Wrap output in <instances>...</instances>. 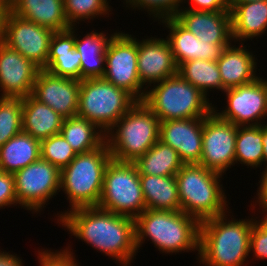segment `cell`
I'll use <instances>...</instances> for the list:
<instances>
[{"instance_id": "8992f818", "label": "cell", "mask_w": 267, "mask_h": 266, "mask_svg": "<svg viewBox=\"0 0 267 266\" xmlns=\"http://www.w3.org/2000/svg\"><path fill=\"white\" fill-rule=\"evenodd\" d=\"M112 159L106 142L99 148L77 154L61 170L60 190L69 200L70 210L98 206L103 190L104 172Z\"/></svg>"}, {"instance_id": "d6a6232c", "label": "cell", "mask_w": 267, "mask_h": 266, "mask_svg": "<svg viewBox=\"0 0 267 266\" xmlns=\"http://www.w3.org/2000/svg\"><path fill=\"white\" fill-rule=\"evenodd\" d=\"M22 131V98L0 97V147Z\"/></svg>"}, {"instance_id": "2e32d148", "label": "cell", "mask_w": 267, "mask_h": 266, "mask_svg": "<svg viewBox=\"0 0 267 266\" xmlns=\"http://www.w3.org/2000/svg\"><path fill=\"white\" fill-rule=\"evenodd\" d=\"M40 68L0 41V97L24 98L32 94Z\"/></svg>"}, {"instance_id": "9c48e42d", "label": "cell", "mask_w": 267, "mask_h": 266, "mask_svg": "<svg viewBox=\"0 0 267 266\" xmlns=\"http://www.w3.org/2000/svg\"><path fill=\"white\" fill-rule=\"evenodd\" d=\"M98 207L134 219L146 209L139 173L133 162L109 161Z\"/></svg>"}, {"instance_id": "484cf974", "label": "cell", "mask_w": 267, "mask_h": 266, "mask_svg": "<svg viewBox=\"0 0 267 266\" xmlns=\"http://www.w3.org/2000/svg\"><path fill=\"white\" fill-rule=\"evenodd\" d=\"M146 209L181 211L176 177L139 174Z\"/></svg>"}, {"instance_id": "83f0119b", "label": "cell", "mask_w": 267, "mask_h": 266, "mask_svg": "<svg viewBox=\"0 0 267 266\" xmlns=\"http://www.w3.org/2000/svg\"><path fill=\"white\" fill-rule=\"evenodd\" d=\"M40 157V141L22 131L0 147V170L14 174Z\"/></svg>"}, {"instance_id": "d4e9b609", "label": "cell", "mask_w": 267, "mask_h": 266, "mask_svg": "<svg viewBox=\"0 0 267 266\" xmlns=\"http://www.w3.org/2000/svg\"><path fill=\"white\" fill-rule=\"evenodd\" d=\"M230 14L234 44L266 33L267 0L236 4Z\"/></svg>"}, {"instance_id": "7c38bea8", "label": "cell", "mask_w": 267, "mask_h": 266, "mask_svg": "<svg viewBox=\"0 0 267 266\" xmlns=\"http://www.w3.org/2000/svg\"><path fill=\"white\" fill-rule=\"evenodd\" d=\"M53 33V30L21 18L9 10L0 41L40 69H45Z\"/></svg>"}, {"instance_id": "277c9868", "label": "cell", "mask_w": 267, "mask_h": 266, "mask_svg": "<svg viewBox=\"0 0 267 266\" xmlns=\"http://www.w3.org/2000/svg\"><path fill=\"white\" fill-rule=\"evenodd\" d=\"M222 176L199 164H184L175 175L181 211L200 223L227 212Z\"/></svg>"}, {"instance_id": "ab89813d", "label": "cell", "mask_w": 267, "mask_h": 266, "mask_svg": "<svg viewBox=\"0 0 267 266\" xmlns=\"http://www.w3.org/2000/svg\"><path fill=\"white\" fill-rule=\"evenodd\" d=\"M190 2L188 7H184L185 9L190 10H198V11H207V12H214V11H230V3L231 0H184L183 2Z\"/></svg>"}, {"instance_id": "7402d4cb", "label": "cell", "mask_w": 267, "mask_h": 266, "mask_svg": "<svg viewBox=\"0 0 267 266\" xmlns=\"http://www.w3.org/2000/svg\"><path fill=\"white\" fill-rule=\"evenodd\" d=\"M75 26L56 31L50 40L45 70L56 76L81 80V55L75 49Z\"/></svg>"}, {"instance_id": "6da1fadb", "label": "cell", "mask_w": 267, "mask_h": 266, "mask_svg": "<svg viewBox=\"0 0 267 266\" xmlns=\"http://www.w3.org/2000/svg\"><path fill=\"white\" fill-rule=\"evenodd\" d=\"M57 222L76 238L127 266L136 256L135 219L98 206L57 214Z\"/></svg>"}, {"instance_id": "f6af8a7d", "label": "cell", "mask_w": 267, "mask_h": 266, "mask_svg": "<svg viewBox=\"0 0 267 266\" xmlns=\"http://www.w3.org/2000/svg\"><path fill=\"white\" fill-rule=\"evenodd\" d=\"M251 1H263V0H231V3H230V10H231L236 4H241V3L251 2Z\"/></svg>"}, {"instance_id": "836d02e7", "label": "cell", "mask_w": 267, "mask_h": 266, "mask_svg": "<svg viewBox=\"0 0 267 266\" xmlns=\"http://www.w3.org/2000/svg\"><path fill=\"white\" fill-rule=\"evenodd\" d=\"M108 0H63L64 14L70 26L78 21L94 19L96 16L109 15L112 9Z\"/></svg>"}, {"instance_id": "5b68a950", "label": "cell", "mask_w": 267, "mask_h": 266, "mask_svg": "<svg viewBox=\"0 0 267 266\" xmlns=\"http://www.w3.org/2000/svg\"><path fill=\"white\" fill-rule=\"evenodd\" d=\"M159 133L158 117L143 101H137L105 133V142L112 159L120 162H134L159 140Z\"/></svg>"}, {"instance_id": "1f68e13d", "label": "cell", "mask_w": 267, "mask_h": 266, "mask_svg": "<svg viewBox=\"0 0 267 266\" xmlns=\"http://www.w3.org/2000/svg\"><path fill=\"white\" fill-rule=\"evenodd\" d=\"M263 125L237 128L235 164L257 168L263 163ZM259 165V166H258Z\"/></svg>"}, {"instance_id": "e0dca14e", "label": "cell", "mask_w": 267, "mask_h": 266, "mask_svg": "<svg viewBox=\"0 0 267 266\" xmlns=\"http://www.w3.org/2000/svg\"><path fill=\"white\" fill-rule=\"evenodd\" d=\"M204 117L160 122L159 140L171 146L184 164H199Z\"/></svg>"}, {"instance_id": "4fadbf2b", "label": "cell", "mask_w": 267, "mask_h": 266, "mask_svg": "<svg viewBox=\"0 0 267 266\" xmlns=\"http://www.w3.org/2000/svg\"><path fill=\"white\" fill-rule=\"evenodd\" d=\"M224 93L227 97L225 110L218 112L213 108L221 119L238 127L264 125L267 116V79L259 76L251 83L226 89Z\"/></svg>"}, {"instance_id": "60d3db41", "label": "cell", "mask_w": 267, "mask_h": 266, "mask_svg": "<svg viewBox=\"0 0 267 266\" xmlns=\"http://www.w3.org/2000/svg\"><path fill=\"white\" fill-rule=\"evenodd\" d=\"M265 170L261 173V180L259 181L260 185H259V190L257 189V201L259 203V207L262 208L263 213H265V217L263 216V218L261 219H267V167L264 168Z\"/></svg>"}, {"instance_id": "ffe728a7", "label": "cell", "mask_w": 267, "mask_h": 266, "mask_svg": "<svg viewBox=\"0 0 267 266\" xmlns=\"http://www.w3.org/2000/svg\"><path fill=\"white\" fill-rule=\"evenodd\" d=\"M175 18L200 41L210 44H231L230 11H198L181 8Z\"/></svg>"}, {"instance_id": "ee69618b", "label": "cell", "mask_w": 267, "mask_h": 266, "mask_svg": "<svg viewBox=\"0 0 267 266\" xmlns=\"http://www.w3.org/2000/svg\"><path fill=\"white\" fill-rule=\"evenodd\" d=\"M265 124L263 125V141H262L263 142V164L267 163V123ZM265 166L267 167V165Z\"/></svg>"}, {"instance_id": "8fae6325", "label": "cell", "mask_w": 267, "mask_h": 266, "mask_svg": "<svg viewBox=\"0 0 267 266\" xmlns=\"http://www.w3.org/2000/svg\"><path fill=\"white\" fill-rule=\"evenodd\" d=\"M60 174L56 166L41 157L14 173L18 205L34 213L41 211L60 192Z\"/></svg>"}, {"instance_id": "8d00e7d4", "label": "cell", "mask_w": 267, "mask_h": 266, "mask_svg": "<svg viewBox=\"0 0 267 266\" xmlns=\"http://www.w3.org/2000/svg\"><path fill=\"white\" fill-rule=\"evenodd\" d=\"M259 260L267 259V219L254 220L250 234V252Z\"/></svg>"}, {"instance_id": "5bb4252c", "label": "cell", "mask_w": 267, "mask_h": 266, "mask_svg": "<svg viewBox=\"0 0 267 266\" xmlns=\"http://www.w3.org/2000/svg\"><path fill=\"white\" fill-rule=\"evenodd\" d=\"M238 126L221 119L214 111L204 117L202 154L199 165L223 174L235 164Z\"/></svg>"}, {"instance_id": "9a60e30c", "label": "cell", "mask_w": 267, "mask_h": 266, "mask_svg": "<svg viewBox=\"0 0 267 266\" xmlns=\"http://www.w3.org/2000/svg\"><path fill=\"white\" fill-rule=\"evenodd\" d=\"M80 80L53 75L45 69L37 74L32 96L64 118L77 115Z\"/></svg>"}, {"instance_id": "f1b7e54d", "label": "cell", "mask_w": 267, "mask_h": 266, "mask_svg": "<svg viewBox=\"0 0 267 266\" xmlns=\"http://www.w3.org/2000/svg\"><path fill=\"white\" fill-rule=\"evenodd\" d=\"M133 163L139 174L155 176H174L184 165L177 151L160 140Z\"/></svg>"}, {"instance_id": "7a4b0ae2", "label": "cell", "mask_w": 267, "mask_h": 266, "mask_svg": "<svg viewBox=\"0 0 267 266\" xmlns=\"http://www.w3.org/2000/svg\"><path fill=\"white\" fill-rule=\"evenodd\" d=\"M226 212L200 223V264L206 266H247L250 234L254 220H227ZM235 219V220H234Z\"/></svg>"}, {"instance_id": "74e56055", "label": "cell", "mask_w": 267, "mask_h": 266, "mask_svg": "<svg viewBox=\"0 0 267 266\" xmlns=\"http://www.w3.org/2000/svg\"><path fill=\"white\" fill-rule=\"evenodd\" d=\"M43 250L38 251L39 266H79L69 246L64 250H56L55 252L48 249Z\"/></svg>"}, {"instance_id": "30bf717a", "label": "cell", "mask_w": 267, "mask_h": 266, "mask_svg": "<svg viewBox=\"0 0 267 266\" xmlns=\"http://www.w3.org/2000/svg\"><path fill=\"white\" fill-rule=\"evenodd\" d=\"M120 32L116 31L107 44L103 78L116 87L125 89L137 101H143L146 88L139 80L138 40Z\"/></svg>"}, {"instance_id": "ac0fdd59", "label": "cell", "mask_w": 267, "mask_h": 266, "mask_svg": "<svg viewBox=\"0 0 267 266\" xmlns=\"http://www.w3.org/2000/svg\"><path fill=\"white\" fill-rule=\"evenodd\" d=\"M138 74L141 84L152 86L177 74L173 52L166 39L147 38L138 40Z\"/></svg>"}, {"instance_id": "52a82bcc", "label": "cell", "mask_w": 267, "mask_h": 266, "mask_svg": "<svg viewBox=\"0 0 267 266\" xmlns=\"http://www.w3.org/2000/svg\"><path fill=\"white\" fill-rule=\"evenodd\" d=\"M153 85L143 102L160 122L206 117L213 111L209 98L178 73Z\"/></svg>"}, {"instance_id": "7bdbcfd3", "label": "cell", "mask_w": 267, "mask_h": 266, "mask_svg": "<svg viewBox=\"0 0 267 266\" xmlns=\"http://www.w3.org/2000/svg\"><path fill=\"white\" fill-rule=\"evenodd\" d=\"M9 10V0H0V38L3 33L5 19Z\"/></svg>"}, {"instance_id": "e575fe53", "label": "cell", "mask_w": 267, "mask_h": 266, "mask_svg": "<svg viewBox=\"0 0 267 266\" xmlns=\"http://www.w3.org/2000/svg\"><path fill=\"white\" fill-rule=\"evenodd\" d=\"M40 154L43 160L53 164L60 171L77 155L60 133L40 142Z\"/></svg>"}, {"instance_id": "f546056e", "label": "cell", "mask_w": 267, "mask_h": 266, "mask_svg": "<svg viewBox=\"0 0 267 266\" xmlns=\"http://www.w3.org/2000/svg\"><path fill=\"white\" fill-rule=\"evenodd\" d=\"M60 134L76 154L93 151L105 142L104 132L91 121L77 115L64 118Z\"/></svg>"}, {"instance_id": "603a6c76", "label": "cell", "mask_w": 267, "mask_h": 266, "mask_svg": "<svg viewBox=\"0 0 267 266\" xmlns=\"http://www.w3.org/2000/svg\"><path fill=\"white\" fill-rule=\"evenodd\" d=\"M9 7L13 14L54 32L71 27L64 14L63 0H9Z\"/></svg>"}, {"instance_id": "cb8c5ba5", "label": "cell", "mask_w": 267, "mask_h": 266, "mask_svg": "<svg viewBox=\"0 0 267 266\" xmlns=\"http://www.w3.org/2000/svg\"><path fill=\"white\" fill-rule=\"evenodd\" d=\"M64 117L32 95L22 98V129L40 142L61 131Z\"/></svg>"}, {"instance_id": "4316f807", "label": "cell", "mask_w": 267, "mask_h": 266, "mask_svg": "<svg viewBox=\"0 0 267 266\" xmlns=\"http://www.w3.org/2000/svg\"><path fill=\"white\" fill-rule=\"evenodd\" d=\"M110 36L105 33L94 32L87 33L82 39L75 34V49L81 55L80 72L81 80L87 78L103 77L105 73V50Z\"/></svg>"}, {"instance_id": "3957f363", "label": "cell", "mask_w": 267, "mask_h": 266, "mask_svg": "<svg viewBox=\"0 0 267 266\" xmlns=\"http://www.w3.org/2000/svg\"><path fill=\"white\" fill-rule=\"evenodd\" d=\"M137 251L145 239L162 253L198 251L200 222L183 211L145 209L135 219Z\"/></svg>"}, {"instance_id": "ba28073f", "label": "cell", "mask_w": 267, "mask_h": 266, "mask_svg": "<svg viewBox=\"0 0 267 266\" xmlns=\"http://www.w3.org/2000/svg\"><path fill=\"white\" fill-rule=\"evenodd\" d=\"M136 103L137 100L125 89L103 77L80 80L77 116L91 121L104 133Z\"/></svg>"}, {"instance_id": "4dcf8cb0", "label": "cell", "mask_w": 267, "mask_h": 266, "mask_svg": "<svg viewBox=\"0 0 267 266\" xmlns=\"http://www.w3.org/2000/svg\"><path fill=\"white\" fill-rule=\"evenodd\" d=\"M177 73L199 89L206 97L210 89L222 90V80L217 61L189 60L178 66Z\"/></svg>"}, {"instance_id": "d6986e66", "label": "cell", "mask_w": 267, "mask_h": 266, "mask_svg": "<svg viewBox=\"0 0 267 266\" xmlns=\"http://www.w3.org/2000/svg\"><path fill=\"white\" fill-rule=\"evenodd\" d=\"M159 21L170 31L166 40L173 52L177 66L195 59L217 61L221 57L224 48L230 45L210 44L200 41L175 17H168Z\"/></svg>"}, {"instance_id": "f35d334b", "label": "cell", "mask_w": 267, "mask_h": 266, "mask_svg": "<svg viewBox=\"0 0 267 266\" xmlns=\"http://www.w3.org/2000/svg\"><path fill=\"white\" fill-rule=\"evenodd\" d=\"M18 204L14 176L10 173H5L0 170V208L3 209L12 205Z\"/></svg>"}, {"instance_id": "b9f144b4", "label": "cell", "mask_w": 267, "mask_h": 266, "mask_svg": "<svg viewBox=\"0 0 267 266\" xmlns=\"http://www.w3.org/2000/svg\"><path fill=\"white\" fill-rule=\"evenodd\" d=\"M0 266H23L22 259L17 254L0 250Z\"/></svg>"}, {"instance_id": "44dd1931", "label": "cell", "mask_w": 267, "mask_h": 266, "mask_svg": "<svg viewBox=\"0 0 267 266\" xmlns=\"http://www.w3.org/2000/svg\"><path fill=\"white\" fill-rule=\"evenodd\" d=\"M244 43L225 47L221 57L217 60L220 76L222 80V91L238 87L255 81L257 62L256 55L248 51Z\"/></svg>"}, {"instance_id": "d590c367", "label": "cell", "mask_w": 267, "mask_h": 266, "mask_svg": "<svg viewBox=\"0 0 267 266\" xmlns=\"http://www.w3.org/2000/svg\"><path fill=\"white\" fill-rule=\"evenodd\" d=\"M126 7L138 10H147V13L156 20H162L168 17H175L182 8L184 0H124Z\"/></svg>"}]
</instances>
